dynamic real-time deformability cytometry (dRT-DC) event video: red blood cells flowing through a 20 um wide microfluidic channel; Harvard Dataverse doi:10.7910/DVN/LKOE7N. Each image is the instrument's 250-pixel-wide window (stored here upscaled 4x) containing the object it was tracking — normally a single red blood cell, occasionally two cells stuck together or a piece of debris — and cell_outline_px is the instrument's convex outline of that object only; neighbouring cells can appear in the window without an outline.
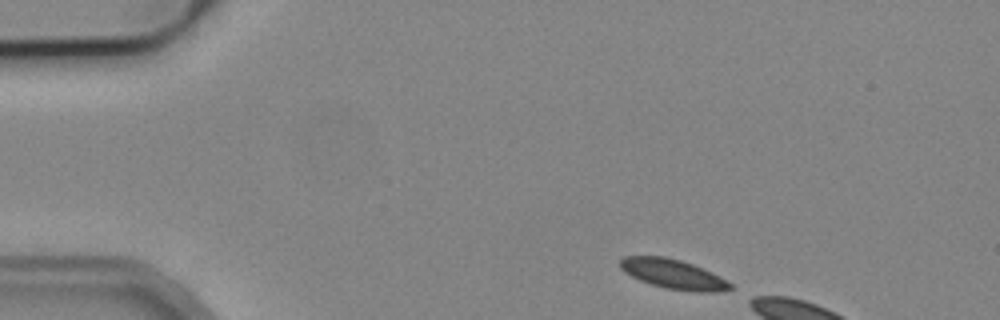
{"species": "common noctule bat (a hibernating species)", "species_latin": "Nyctalus noctula", "temperature_condition": "cold", "stored_images_in_passage": 2, "camera_frame_rate_fps": 3000, "um_per_image_px": 0.085, "animal": {"sex": "male", "body_mass_g": 19.2, "forearm_length_mm": 51.8}, "frame": {"image": 1, "passage_image": 1, "time_ms": 0.0, "image_size_px": [1000, 320], "cell_outline_px": [[736, 288], [716, 292], [692, 292], [664, 288], [640, 280], [624, 272], [620, 268], [620, 260], [624, 256], [664, 256], [680, 260], [692, 264], [712, 272], [732, 284]], "centroid_in_image_um": [57.24, 23.31], "position_along_channel_um": 27.8, "area_um2": 19.02}}